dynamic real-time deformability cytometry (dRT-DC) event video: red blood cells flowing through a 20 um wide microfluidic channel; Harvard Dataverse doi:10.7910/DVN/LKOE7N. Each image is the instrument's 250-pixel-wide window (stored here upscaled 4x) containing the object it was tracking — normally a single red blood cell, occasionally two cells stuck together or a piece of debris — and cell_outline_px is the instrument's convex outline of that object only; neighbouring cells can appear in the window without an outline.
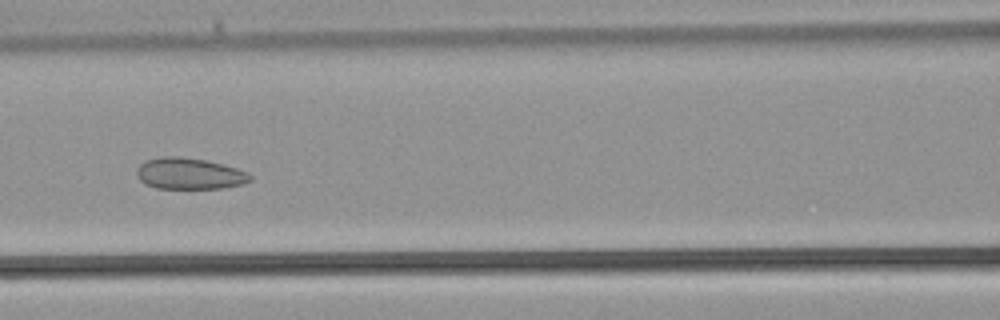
{"species": "common noctule bat (a hibernating species)", "species_latin": "Nyctalus noctula", "temperature_condition": "warm", "stored_images_in_passage": 38, "camera_frame_rate_fps": 3000, "um_per_image_px": 0.085, "animal": {"sex": "male", "body_mass_g": 21.5, "forearm_length_mm": 52.0}, "frame": {"image": 1, "passage_image": 16, "time_ms": 5.0, "image_size_px": [1000, 320], "cell_outline_px": [[252, 180], [244, 184], [224, 188], [156, 188], [144, 184], [136, 176], [136, 168], [140, 164], [148, 160], [160, 156], [176, 156], [204, 160], [236, 168], [248, 172], [252, 176]], "centroid_in_image_um": [16.09, 14.77], "position_along_channel_um": 150.5, "area_um2": 20.75}}
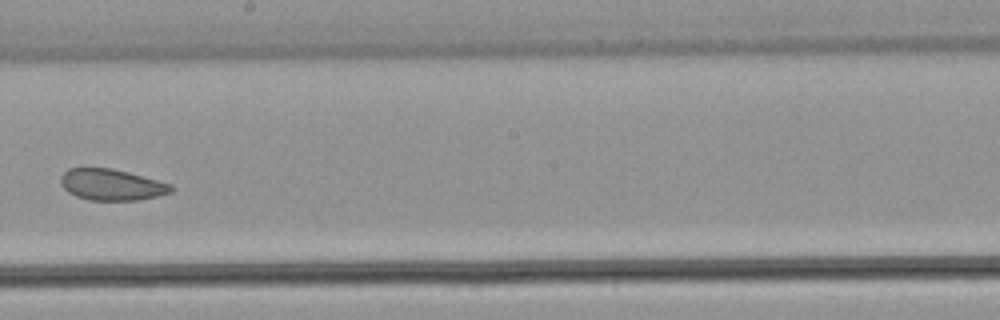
{"frame": {"image": 2, "passage_image": 21, "time_ms": 6.667, "image_size_px": [1000, 320], "cell_outline_px": [[176, 188], [172, 192], [140, 200], [88, 200], [76, 196], [68, 192], [60, 184], [60, 176], [68, 168], [112, 168], [128, 172], [172, 184]], "centroid_in_image_um": [9.49, 15.7], "position_along_channel_um": 238.7, "area_um2": 20.23}}
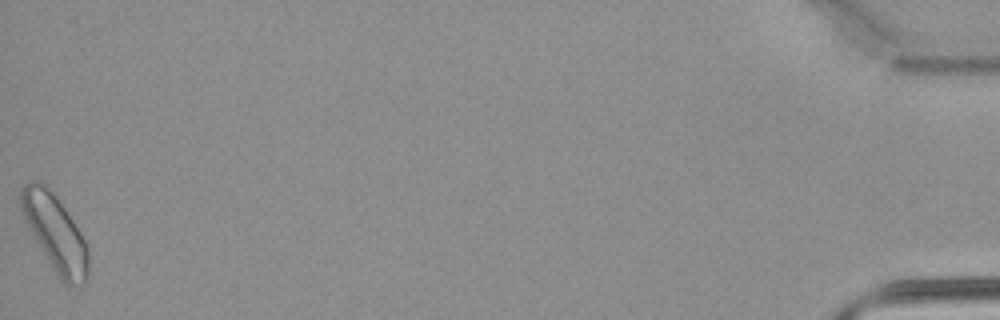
{"frame": {"image": 3, "passage_image": 38, "time_ms": 12.333, "image_size_px": [1000, 320], "cell_outline_px": [[88, 280], [84, 284], [64, 284], [56, 272], [36, 240], [20, 208], [16, 196], [20, 188], [24, 184], [32, 180], [36, 180], [44, 184], [56, 196], [88, 244]], "centroid_in_image_um": [4.67, 19.75], "position_along_channel_um": 430.5, "area_um2": 29.48}}